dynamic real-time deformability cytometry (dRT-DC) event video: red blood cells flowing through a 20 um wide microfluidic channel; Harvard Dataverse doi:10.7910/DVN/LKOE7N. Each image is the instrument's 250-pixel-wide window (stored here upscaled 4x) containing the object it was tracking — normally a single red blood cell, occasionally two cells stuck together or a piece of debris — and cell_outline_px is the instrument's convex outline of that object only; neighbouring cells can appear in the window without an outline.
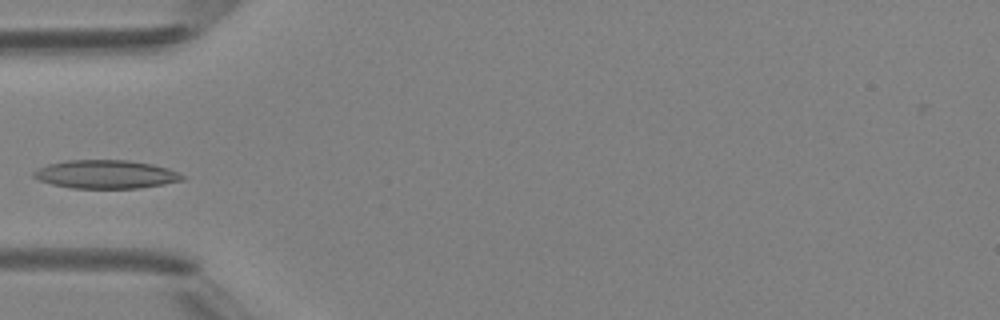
{"species": "Egyptian fruit bat (a non-hibernating species)", "species_latin": "Rousettus aegyptiacus", "temperature_condition": "room temperature", "stored_images_in_passage": 6, "camera_frame_rate_fps": 3000, "um_per_image_px": 0.085, "animal": {"sex": "female"}, "frame": {"image": 1, "passage_image": 4, "time_ms": 3.667, "image_size_px": [1000, 320], "cell_outline_px": [[188, 176], [184, 180], [164, 184], [136, 188], [72, 188], [52, 184], [40, 180], [32, 176], [32, 172], [36, 168], [48, 164], [68, 160], [128, 160], [152, 164], [168, 168]], "centroid_in_image_um": [9.01, 14.81], "position_along_channel_um": 76.0, "area_um2": 24.74}}
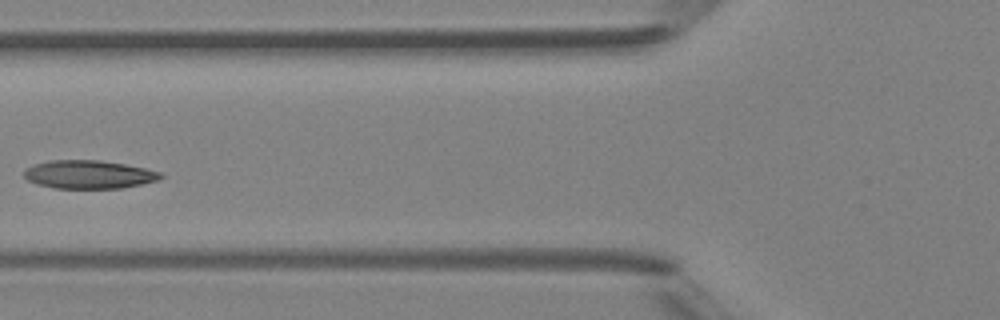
{"frame": {"image": 2, "passage_image": 5, "time_ms": 4.667, "image_size_px": [1000, 320], "cell_outline_px": [[164, 176], [160, 180], [124, 188], [52, 188], [36, 184], [28, 180], [24, 176], [24, 172], [28, 168], [36, 164], [48, 160], [100, 160], [124, 164], [144, 168], [160, 172]], "centroid_in_image_um": [7.57, 14.83], "position_along_channel_um": 118.2, "area_um2": 22.54}}
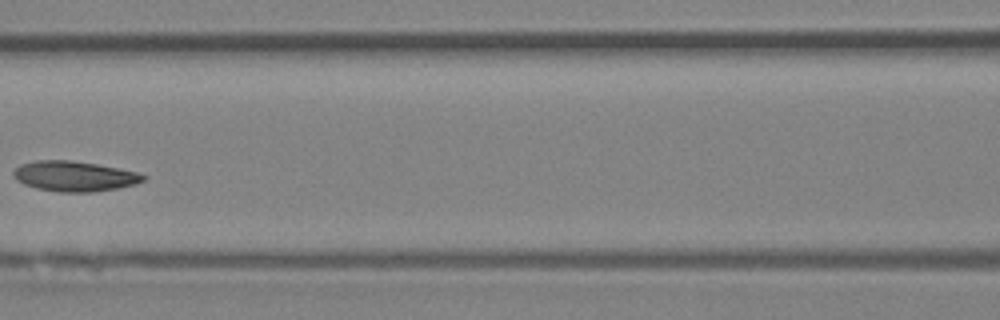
{"frame": {"image": 3, "passage_image": 6, "time_ms": 5.667, "image_size_px": [1000, 320], "cell_outline_px": [[148, 176], [144, 180], [136, 184], [120, 188], [92, 192], [56, 192], [36, 188], [24, 184], [16, 180], [12, 172], [20, 164], [36, 160], [72, 160], [96, 164], [136, 172]], "centroid_in_image_um": [6.31, 14.98], "position_along_channel_um": 160.3, "area_um2": 22.95}}